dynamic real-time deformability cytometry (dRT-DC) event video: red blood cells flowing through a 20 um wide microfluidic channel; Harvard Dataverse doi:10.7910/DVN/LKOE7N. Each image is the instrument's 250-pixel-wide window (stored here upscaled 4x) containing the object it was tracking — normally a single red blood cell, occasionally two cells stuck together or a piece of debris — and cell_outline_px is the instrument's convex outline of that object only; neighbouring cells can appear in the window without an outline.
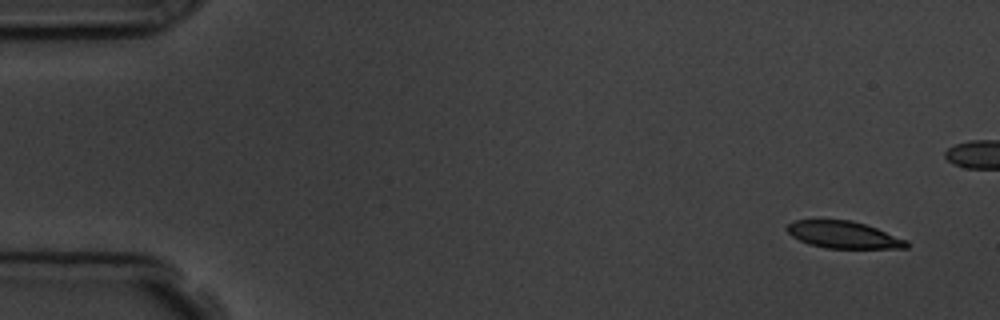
{"species": "common noctule bat (a hibernating species)", "species_latin": "Nyctalus noctula", "temperature_condition": "room temperature", "stored_images_in_passage": 5, "camera_frame_rate_fps": 3000, "um_per_image_px": 0.085, "animal": {"sex": "male", "body_mass_g": 19.5, "forearm_length_mm": 54.6}, "frame": {"image": 1, "passage_image": 1, "time_ms": 0.0, "image_size_px": [1000, 320], "cell_outline_px": [[908, 248], [828, 248], [808, 244], [792, 236], [784, 228], [788, 224], [796, 220], [852, 220], [876, 228], [908, 240]], "centroid_in_image_um": [71.69, 19.96], "position_along_channel_um": 13.3, "area_um2": 18.73}}